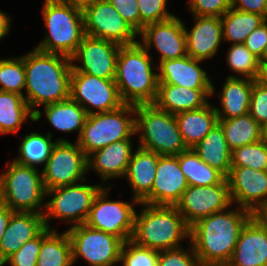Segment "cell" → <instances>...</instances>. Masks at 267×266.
<instances>
[{"mask_svg":"<svg viewBox=\"0 0 267 266\" xmlns=\"http://www.w3.org/2000/svg\"><path fill=\"white\" fill-rule=\"evenodd\" d=\"M220 211L190 226V241L200 266H226L246 223L254 216L247 209Z\"/></svg>","mask_w":267,"mask_h":266,"instance_id":"6da1fadb","label":"cell"},{"mask_svg":"<svg viewBox=\"0 0 267 266\" xmlns=\"http://www.w3.org/2000/svg\"><path fill=\"white\" fill-rule=\"evenodd\" d=\"M26 74L24 96L28 106L49 105L70 98L71 58L35 48L24 55Z\"/></svg>","mask_w":267,"mask_h":266,"instance_id":"7a4b0ae2","label":"cell"},{"mask_svg":"<svg viewBox=\"0 0 267 266\" xmlns=\"http://www.w3.org/2000/svg\"><path fill=\"white\" fill-rule=\"evenodd\" d=\"M151 56L140 41L119 48L115 82L124 104H154L158 73L152 71Z\"/></svg>","mask_w":267,"mask_h":266,"instance_id":"3957f363","label":"cell"},{"mask_svg":"<svg viewBox=\"0 0 267 266\" xmlns=\"http://www.w3.org/2000/svg\"><path fill=\"white\" fill-rule=\"evenodd\" d=\"M142 205L146 207L135 214L133 242L163 251L181 247L179 241L190 238V226L175 206Z\"/></svg>","mask_w":267,"mask_h":266,"instance_id":"277c9868","label":"cell"},{"mask_svg":"<svg viewBox=\"0 0 267 266\" xmlns=\"http://www.w3.org/2000/svg\"><path fill=\"white\" fill-rule=\"evenodd\" d=\"M42 13L48 35L36 48L71 58L86 36L82 9L61 0H45Z\"/></svg>","mask_w":267,"mask_h":266,"instance_id":"5b68a950","label":"cell"},{"mask_svg":"<svg viewBox=\"0 0 267 266\" xmlns=\"http://www.w3.org/2000/svg\"><path fill=\"white\" fill-rule=\"evenodd\" d=\"M135 108V132H141L139 147L158 155H178L187 150L175 115L159 109L155 104H141Z\"/></svg>","mask_w":267,"mask_h":266,"instance_id":"8992f818","label":"cell"},{"mask_svg":"<svg viewBox=\"0 0 267 266\" xmlns=\"http://www.w3.org/2000/svg\"><path fill=\"white\" fill-rule=\"evenodd\" d=\"M127 114H136L135 105L124 104L113 111L87 115L76 141L87 157L113 142L131 139L136 133V118L126 117Z\"/></svg>","mask_w":267,"mask_h":266,"instance_id":"52a82bcc","label":"cell"},{"mask_svg":"<svg viewBox=\"0 0 267 266\" xmlns=\"http://www.w3.org/2000/svg\"><path fill=\"white\" fill-rule=\"evenodd\" d=\"M45 196L43 178L36 168L13 161L7 172L0 175V201L14 212L43 214L38 209L45 208Z\"/></svg>","mask_w":267,"mask_h":266,"instance_id":"ba28073f","label":"cell"},{"mask_svg":"<svg viewBox=\"0 0 267 266\" xmlns=\"http://www.w3.org/2000/svg\"><path fill=\"white\" fill-rule=\"evenodd\" d=\"M72 246V261L81 256L91 266H113L120 261L123 241L109 233L86 224L68 229Z\"/></svg>","mask_w":267,"mask_h":266,"instance_id":"9c48e42d","label":"cell"},{"mask_svg":"<svg viewBox=\"0 0 267 266\" xmlns=\"http://www.w3.org/2000/svg\"><path fill=\"white\" fill-rule=\"evenodd\" d=\"M102 188L100 185L72 184L47 190L46 195H55L45 204L47 211L43 216L46 227L50 228V217L67 219V222L75 223L72 226L85 224L94 198Z\"/></svg>","mask_w":267,"mask_h":266,"instance_id":"30bf717a","label":"cell"},{"mask_svg":"<svg viewBox=\"0 0 267 266\" xmlns=\"http://www.w3.org/2000/svg\"><path fill=\"white\" fill-rule=\"evenodd\" d=\"M88 170L87 156L76 144L59 139L42 170L45 190L84 181Z\"/></svg>","mask_w":267,"mask_h":266,"instance_id":"8fae6325","label":"cell"},{"mask_svg":"<svg viewBox=\"0 0 267 266\" xmlns=\"http://www.w3.org/2000/svg\"><path fill=\"white\" fill-rule=\"evenodd\" d=\"M87 36L115 42L121 46L138 43L139 33L118 13L108 0H97L82 9Z\"/></svg>","mask_w":267,"mask_h":266,"instance_id":"7c38bea8","label":"cell"},{"mask_svg":"<svg viewBox=\"0 0 267 266\" xmlns=\"http://www.w3.org/2000/svg\"><path fill=\"white\" fill-rule=\"evenodd\" d=\"M108 189L103 187L95 196L85 224L125 242L132 238L136 212L129 203L107 200Z\"/></svg>","mask_w":267,"mask_h":266,"instance_id":"4fadbf2b","label":"cell"},{"mask_svg":"<svg viewBox=\"0 0 267 266\" xmlns=\"http://www.w3.org/2000/svg\"><path fill=\"white\" fill-rule=\"evenodd\" d=\"M70 98L80 104L87 115L113 111L124 105L115 80H106L82 72L71 74Z\"/></svg>","mask_w":267,"mask_h":266,"instance_id":"5bb4252c","label":"cell"},{"mask_svg":"<svg viewBox=\"0 0 267 266\" xmlns=\"http://www.w3.org/2000/svg\"><path fill=\"white\" fill-rule=\"evenodd\" d=\"M232 205L227 179L221 184L189 186L175 205L185 222L192 226L213 213L225 211Z\"/></svg>","mask_w":267,"mask_h":266,"instance_id":"9a60e30c","label":"cell"},{"mask_svg":"<svg viewBox=\"0 0 267 266\" xmlns=\"http://www.w3.org/2000/svg\"><path fill=\"white\" fill-rule=\"evenodd\" d=\"M121 45L104 39L85 36L71 61H81L82 66L73 65L72 72L87 73L106 80H115L116 61Z\"/></svg>","mask_w":267,"mask_h":266,"instance_id":"2e32d148","label":"cell"},{"mask_svg":"<svg viewBox=\"0 0 267 266\" xmlns=\"http://www.w3.org/2000/svg\"><path fill=\"white\" fill-rule=\"evenodd\" d=\"M189 187L180 169L178 155H160L151 192L140 202L155 206H175Z\"/></svg>","mask_w":267,"mask_h":266,"instance_id":"e0dca14e","label":"cell"},{"mask_svg":"<svg viewBox=\"0 0 267 266\" xmlns=\"http://www.w3.org/2000/svg\"><path fill=\"white\" fill-rule=\"evenodd\" d=\"M226 179L232 203L255 214L267 202V171L231 167Z\"/></svg>","mask_w":267,"mask_h":266,"instance_id":"ac0fdd59","label":"cell"},{"mask_svg":"<svg viewBox=\"0 0 267 266\" xmlns=\"http://www.w3.org/2000/svg\"><path fill=\"white\" fill-rule=\"evenodd\" d=\"M140 35L144 42L141 45L147 51L153 44L157 48L161 54L160 62L187 55L185 26L176 16L163 22L146 25Z\"/></svg>","mask_w":267,"mask_h":266,"instance_id":"d6986e66","label":"cell"},{"mask_svg":"<svg viewBox=\"0 0 267 266\" xmlns=\"http://www.w3.org/2000/svg\"><path fill=\"white\" fill-rule=\"evenodd\" d=\"M226 266H267V226L255 215L243 227Z\"/></svg>","mask_w":267,"mask_h":266,"instance_id":"ffe728a7","label":"cell"},{"mask_svg":"<svg viewBox=\"0 0 267 266\" xmlns=\"http://www.w3.org/2000/svg\"><path fill=\"white\" fill-rule=\"evenodd\" d=\"M201 60L186 55L179 59H169L160 62L158 84H174L190 89H215L204 71L198 65Z\"/></svg>","mask_w":267,"mask_h":266,"instance_id":"44dd1931","label":"cell"},{"mask_svg":"<svg viewBox=\"0 0 267 266\" xmlns=\"http://www.w3.org/2000/svg\"><path fill=\"white\" fill-rule=\"evenodd\" d=\"M189 32L185 27L187 55L197 60L213 57L223 39L221 17L194 16Z\"/></svg>","mask_w":267,"mask_h":266,"instance_id":"7402d4cb","label":"cell"},{"mask_svg":"<svg viewBox=\"0 0 267 266\" xmlns=\"http://www.w3.org/2000/svg\"><path fill=\"white\" fill-rule=\"evenodd\" d=\"M46 228L43 214L14 212L0 244V258L5 261L23 244L37 237Z\"/></svg>","mask_w":267,"mask_h":266,"instance_id":"603a6c76","label":"cell"},{"mask_svg":"<svg viewBox=\"0 0 267 266\" xmlns=\"http://www.w3.org/2000/svg\"><path fill=\"white\" fill-rule=\"evenodd\" d=\"M132 154L131 139L113 142L87 157L88 169H95L103 182L125 176Z\"/></svg>","mask_w":267,"mask_h":266,"instance_id":"cb8c5ba5","label":"cell"},{"mask_svg":"<svg viewBox=\"0 0 267 266\" xmlns=\"http://www.w3.org/2000/svg\"><path fill=\"white\" fill-rule=\"evenodd\" d=\"M213 89H190L174 84H158L154 104L161 110L176 115L180 112L197 110L208 104L207 97Z\"/></svg>","mask_w":267,"mask_h":266,"instance_id":"d4e9b609","label":"cell"},{"mask_svg":"<svg viewBox=\"0 0 267 266\" xmlns=\"http://www.w3.org/2000/svg\"><path fill=\"white\" fill-rule=\"evenodd\" d=\"M157 153L141 147L132 154L125 176L134 191V202L139 203L151 192L155 179Z\"/></svg>","mask_w":267,"mask_h":266,"instance_id":"484cf974","label":"cell"},{"mask_svg":"<svg viewBox=\"0 0 267 266\" xmlns=\"http://www.w3.org/2000/svg\"><path fill=\"white\" fill-rule=\"evenodd\" d=\"M175 118L187 149L195 147L218 124L215 107L209 103L197 110L180 112Z\"/></svg>","mask_w":267,"mask_h":266,"instance_id":"4316f807","label":"cell"},{"mask_svg":"<svg viewBox=\"0 0 267 266\" xmlns=\"http://www.w3.org/2000/svg\"><path fill=\"white\" fill-rule=\"evenodd\" d=\"M254 81L234 75L227 77L221 93L222 111L215 107L218 119H229L249 113Z\"/></svg>","mask_w":267,"mask_h":266,"instance_id":"83f0119b","label":"cell"},{"mask_svg":"<svg viewBox=\"0 0 267 266\" xmlns=\"http://www.w3.org/2000/svg\"><path fill=\"white\" fill-rule=\"evenodd\" d=\"M192 149L205 163L220 171L225 177L228 176L231 169L232 150L219 124H216Z\"/></svg>","mask_w":267,"mask_h":266,"instance_id":"f1b7e54d","label":"cell"},{"mask_svg":"<svg viewBox=\"0 0 267 266\" xmlns=\"http://www.w3.org/2000/svg\"><path fill=\"white\" fill-rule=\"evenodd\" d=\"M38 121L40 110H31L24 96L17 93L0 91V134L14 133L27 120Z\"/></svg>","mask_w":267,"mask_h":266,"instance_id":"f546056e","label":"cell"},{"mask_svg":"<svg viewBox=\"0 0 267 266\" xmlns=\"http://www.w3.org/2000/svg\"><path fill=\"white\" fill-rule=\"evenodd\" d=\"M231 150L262 140L261 126L249 114L229 119H218Z\"/></svg>","mask_w":267,"mask_h":266,"instance_id":"4dcf8cb0","label":"cell"},{"mask_svg":"<svg viewBox=\"0 0 267 266\" xmlns=\"http://www.w3.org/2000/svg\"><path fill=\"white\" fill-rule=\"evenodd\" d=\"M44 114L56 129L64 132L78 130L80 137L87 113L85 109L71 98L44 106Z\"/></svg>","mask_w":267,"mask_h":266,"instance_id":"1f68e13d","label":"cell"},{"mask_svg":"<svg viewBox=\"0 0 267 266\" xmlns=\"http://www.w3.org/2000/svg\"><path fill=\"white\" fill-rule=\"evenodd\" d=\"M178 160L189 186L216 185L226 179L220 171L205 163L193 149L180 152Z\"/></svg>","mask_w":267,"mask_h":266,"instance_id":"d6a6232c","label":"cell"},{"mask_svg":"<svg viewBox=\"0 0 267 266\" xmlns=\"http://www.w3.org/2000/svg\"><path fill=\"white\" fill-rule=\"evenodd\" d=\"M72 246L68 232L50 231L42 240L37 266H72Z\"/></svg>","mask_w":267,"mask_h":266,"instance_id":"836d02e7","label":"cell"},{"mask_svg":"<svg viewBox=\"0 0 267 266\" xmlns=\"http://www.w3.org/2000/svg\"><path fill=\"white\" fill-rule=\"evenodd\" d=\"M265 20L259 14L242 12L231 7L221 17L223 40L233 44L245 43L248 35Z\"/></svg>","mask_w":267,"mask_h":266,"instance_id":"e575fe53","label":"cell"},{"mask_svg":"<svg viewBox=\"0 0 267 266\" xmlns=\"http://www.w3.org/2000/svg\"><path fill=\"white\" fill-rule=\"evenodd\" d=\"M52 134L42 135L32 132L26 135L19 147L20 156L14 160L15 163L35 168V165L47 163L54 145L51 141Z\"/></svg>","mask_w":267,"mask_h":266,"instance_id":"d590c367","label":"cell"},{"mask_svg":"<svg viewBox=\"0 0 267 266\" xmlns=\"http://www.w3.org/2000/svg\"><path fill=\"white\" fill-rule=\"evenodd\" d=\"M231 167L267 171V142L261 140L232 150Z\"/></svg>","mask_w":267,"mask_h":266,"instance_id":"8d00e7d4","label":"cell"},{"mask_svg":"<svg viewBox=\"0 0 267 266\" xmlns=\"http://www.w3.org/2000/svg\"><path fill=\"white\" fill-rule=\"evenodd\" d=\"M26 74L24 56L13 59H0V91L17 93L24 96Z\"/></svg>","mask_w":267,"mask_h":266,"instance_id":"74e56055","label":"cell"},{"mask_svg":"<svg viewBox=\"0 0 267 266\" xmlns=\"http://www.w3.org/2000/svg\"><path fill=\"white\" fill-rule=\"evenodd\" d=\"M229 67L245 78L256 80L259 70V58L251 53L244 43L232 44L227 54Z\"/></svg>","mask_w":267,"mask_h":266,"instance_id":"f35d334b","label":"cell"},{"mask_svg":"<svg viewBox=\"0 0 267 266\" xmlns=\"http://www.w3.org/2000/svg\"><path fill=\"white\" fill-rule=\"evenodd\" d=\"M128 247V249L126 248ZM159 251L140 246L131 239L123 243L120 255L122 266H158Z\"/></svg>","mask_w":267,"mask_h":266,"instance_id":"ab89813d","label":"cell"},{"mask_svg":"<svg viewBox=\"0 0 267 266\" xmlns=\"http://www.w3.org/2000/svg\"><path fill=\"white\" fill-rule=\"evenodd\" d=\"M50 231L51 229L46 227L37 237L23 244L5 263L8 262L11 266H37L41 242Z\"/></svg>","mask_w":267,"mask_h":266,"instance_id":"60d3db41","label":"cell"},{"mask_svg":"<svg viewBox=\"0 0 267 266\" xmlns=\"http://www.w3.org/2000/svg\"><path fill=\"white\" fill-rule=\"evenodd\" d=\"M168 0H137L140 12V32L146 25L163 22L175 15L166 10Z\"/></svg>","mask_w":267,"mask_h":266,"instance_id":"b9f144b4","label":"cell"},{"mask_svg":"<svg viewBox=\"0 0 267 266\" xmlns=\"http://www.w3.org/2000/svg\"><path fill=\"white\" fill-rule=\"evenodd\" d=\"M190 247L192 253L181 247L159 251L158 266H200L192 244Z\"/></svg>","mask_w":267,"mask_h":266,"instance_id":"7bdbcfd3","label":"cell"},{"mask_svg":"<svg viewBox=\"0 0 267 266\" xmlns=\"http://www.w3.org/2000/svg\"><path fill=\"white\" fill-rule=\"evenodd\" d=\"M194 16L222 17L231 7L232 0H190Z\"/></svg>","mask_w":267,"mask_h":266,"instance_id":"ee69618b","label":"cell"},{"mask_svg":"<svg viewBox=\"0 0 267 266\" xmlns=\"http://www.w3.org/2000/svg\"><path fill=\"white\" fill-rule=\"evenodd\" d=\"M249 114L260 126L267 122V88L256 81L253 83Z\"/></svg>","mask_w":267,"mask_h":266,"instance_id":"f6af8a7d","label":"cell"},{"mask_svg":"<svg viewBox=\"0 0 267 266\" xmlns=\"http://www.w3.org/2000/svg\"><path fill=\"white\" fill-rule=\"evenodd\" d=\"M118 13L140 33V12L137 0H108Z\"/></svg>","mask_w":267,"mask_h":266,"instance_id":"bcb514c9","label":"cell"},{"mask_svg":"<svg viewBox=\"0 0 267 266\" xmlns=\"http://www.w3.org/2000/svg\"><path fill=\"white\" fill-rule=\"evenodd\" d=\"M244 44L260 59L267 48V19L248 35Z\"/></svg>","mask_w":267,"mask_h":266,"instance_id":"7dc6e473","label":"cell"},{"mask_svg":"<svg viewBox=\"0 0 267 266\" xmlns=\"http://www.w3.org/2000/svg\"><path fill=\"white\" fill-rule=\"evenodd\" d=\"M232 7L242 12L259 14L267 19V0H232Z\"/></svg>","mask_w":267,"mask_h":266,"instance_id":"c3c4849f","label":"cell"},{"mask_svg":"<svg viewBox=\"0 0 267 266\" xmlns=\"http://www.w3.org/2000/svg\"><path fill=\"white\" fill-rule=\"evenodd\" d=\"M14 213L9 207L0 201V244L4 235L5 230L8 227L9 219Z\"/></svg>","mask_w":267,"mask_h":266,"instance_id":"681fc988","label":"cell"},{"mask_svg":"<svg viewBox=\"0 0 267 266\" xmlns=\"http://www.w3.org/2000/svg\"><path fill=\"white\" fill-rule=\"evenodd\" d=\"M10 30V18L0 11V39L3 38Z\"/></svg>","mask_w":267,"mask_h":266,"instance_id":"f907efd6","label":"cell"},{"mask_svg":"<svg viewBox=\"0 0 267 266\" xmlns=\"http://www.w3.org/2000/svg\"><path fill=\"white\" fill-rule=\"evenodd\" d=\"M255 81L267 88V64H259L258 75Z\"/></svg>","mask_w":267,"mask_h":266,"instance_id":"816d5d0a","label":"cell"},{"mask_svg":"<svg viewBox=\"0 0 267 266\" xmlns=\"http://www.w3.org/2000/svg\"><path fill=\"white\" fill-rule=\"evenodd\" d=\"M65 3L71 4L72 6L83 9L84 7L93 4L97 0H61Z\"/></svg>","mask_w":267,"mask_h":266,"instance_id":"f5cc1de1","label":"cell"},{"mask_svg":"<svg viewBox=\"0 0 267 266\" xmlns=\"http://www.w3.org/2000/svg\"><path fill=\"white\" fill-rule=\"evenodd\" d=\"M254 215L267 226V202Z\"/></svg>","mask_w":267,"mask_h":266,"instance_id":"db71d44e","label":"cell"},{"mask_svg":"<svg viewBox=\"0 0 267 266\" xmlns=\"http://www.w3.org/2000/svg\"><path fill=\"white\" fill-rule=\"evenodd\" d=\"M262 130V140H265L267 142V122L261 126Z\"/></svg>","mask_w":267,"mask_h":266,"instance_id":"11a10c76","label":"cell"},{"mask_svg":"<svg viewBox=\"0 0 267 266\" xmlns=\"http://www.w3.org/2000/svg\"><path fill=\"white\" fill-rule=\"evenodd\" d=\"M259 64H267V48L264 50L263 55L260 57Z\"/></svg>","mask_w":267,"mask_h":266,"instance_id":"9f6ffc18","label":"cell"},{"mask_svg":"<svg viewBox=\"0 0 267 266\" xmlns=\"http://www.w3.org/2000/svg\"><path fill=\"white\" fill-rule=\"evenodd\" d=\"M5 263L2 261V259L0 258V266H3Z\"/></svg>","mask_w":267,"mask_h":266,"instance_id":"6f0895ef","label":"cell"}]
</instances>
